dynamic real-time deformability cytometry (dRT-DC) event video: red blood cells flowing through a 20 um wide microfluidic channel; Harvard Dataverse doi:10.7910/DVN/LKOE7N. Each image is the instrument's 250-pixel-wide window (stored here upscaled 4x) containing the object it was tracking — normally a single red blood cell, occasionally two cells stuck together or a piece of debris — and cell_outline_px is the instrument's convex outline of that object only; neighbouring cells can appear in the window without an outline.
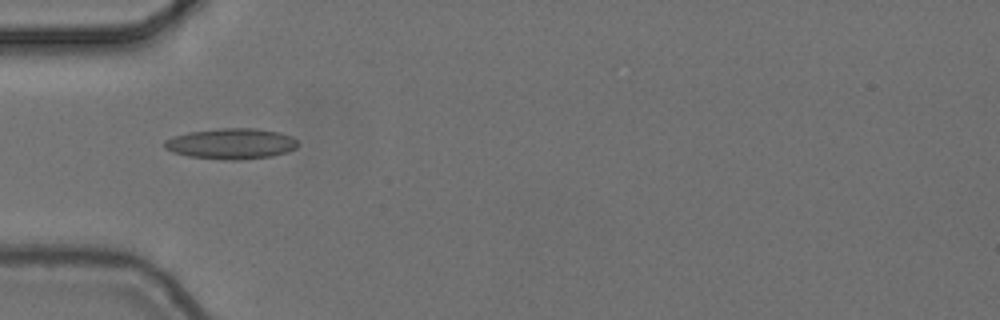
{"species": "common noctule bat (a hibernating species)", "species_latin": "Nyctalus noctula", "temperature_condition": "cold", "stored_images_in_passage": 4, "camera_frame_rate_fps": 3000, "um_per_image_px": 0.085, "animal": {"sex": "female", "body_mass_g": 24.6, "forearm_length_mm": 56.2}, "frame": {"image": 1, "passage_image": 4, "time_ms": 1.0, "image_size_px": [1000, 320], "cell_outline_px": [[300, 144], [296, 148], [288, 152], [272, 156], [240, 160], [224, 160], [188, 156], [172, 152], [164, 148], [164, 140], [172, 136], [188, 132], [220, 128], [256, 128], [280, 132], [292, 136]], "centroid_in_image_um": [19.66, 12.21], "position_along_channel_um": 65.3, "area_um2": 24.22}}